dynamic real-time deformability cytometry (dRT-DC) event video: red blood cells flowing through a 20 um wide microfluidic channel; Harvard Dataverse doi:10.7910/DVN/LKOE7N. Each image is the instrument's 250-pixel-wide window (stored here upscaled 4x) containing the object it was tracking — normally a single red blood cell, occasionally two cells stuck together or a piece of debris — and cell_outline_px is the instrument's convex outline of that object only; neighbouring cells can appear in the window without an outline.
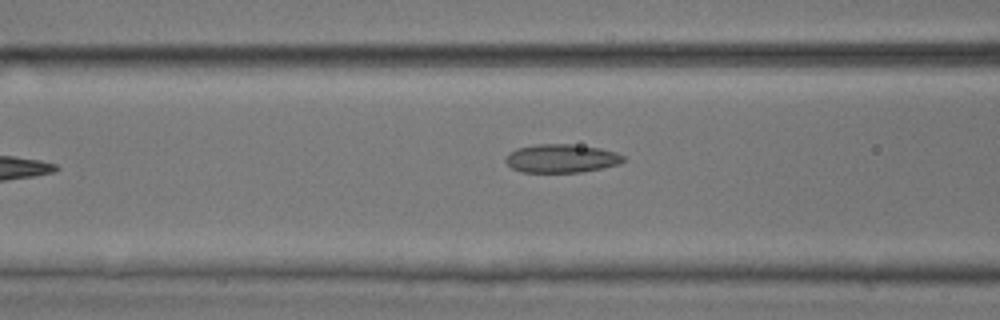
{"species": "common noctule bat (a hibernating species)", "species_latin": "Nyctalus noctula", "temperature_condition": "room temperature", "stored_images_in_passage": 7, "camera_frame_rate_fps": 3000, "um_per_image_px": 0.085, "animal": {"sex": "male", "body_mass_g": 17.9, "forearm_length_mm": 54.2}, "frame": {"image": 1, "passage_image": 7, "time_ms": 2.0, "image_size_px": [1000, 320], "cell_outline_px": [[624, 160], [620, 164], [580, 172], [520, 172], [512, 168], [504, 160], [508, 152], [516, 148], [536, 144], [572, 144], [600, 148], [616, 152], [624, 156]], "centroid_in_image_um": [47.69, 13.46], "position_along_channel_um": 118.9, "area_um2": 19.59}}